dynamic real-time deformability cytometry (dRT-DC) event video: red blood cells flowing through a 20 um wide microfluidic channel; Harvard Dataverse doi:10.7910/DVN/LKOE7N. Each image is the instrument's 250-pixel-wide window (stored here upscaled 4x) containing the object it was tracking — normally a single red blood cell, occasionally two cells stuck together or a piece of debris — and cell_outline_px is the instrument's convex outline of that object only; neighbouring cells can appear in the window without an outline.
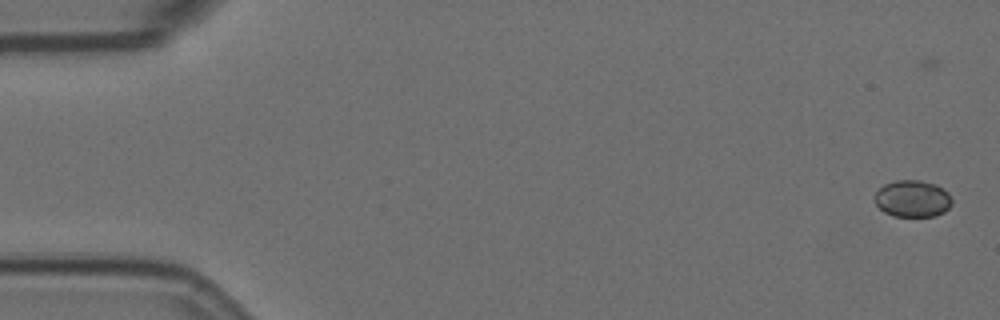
{"species": "Egyptian fruit bat (a non-hibernating species)", "species_latin": "Rousettus aegyptiacus", "temperature_condition": "room temperature", "stored_images_in_passage": 5, "camera_frame_rate_fps": 3000, "um_per_image_px": 0.085, "animal": {"sex": "female"}, "frame": {"image": 1, "passage_image": 1, "time_ms": 0.0, "image_size_px": [1000, 320], "cell_outline_px": [[952, 204], [944, 212], [936, 216], [892, 216], [884, 212], [872, 200], [872, 196], [884, 184], [896, 180], [920, 180], [936, 184], [948, 192], [952, 200]], "centroid_in_image_um": [77.54, 16.88], "position_along_channel_um": 7.5, "area_um2": 16.82}}
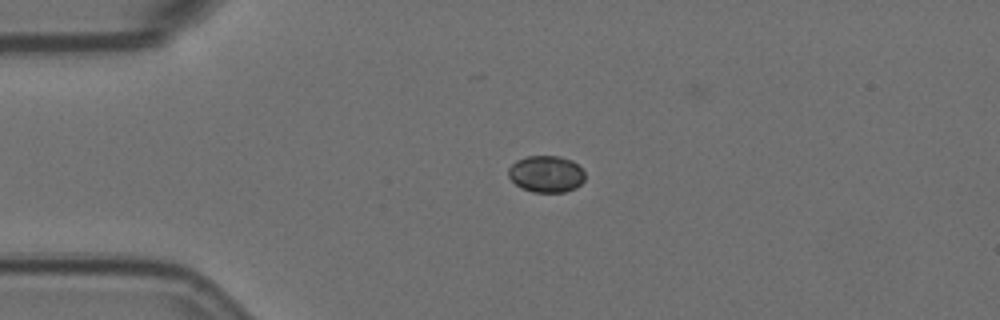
{"frame": {"image": 2, "passage_image": 4, "time_ms": 1.0, "image_size_px": [1000, 320], "cell_outline_px": [[584, 180], [576, 188], [564, 192], [532, 192], [520, 188], [508, 176], [508, 168], [516, 160], [528, 156], [560, 156], [572, 160], [584, 172]], "centroid_in_image_um": [46.41, 14.79], "position_along_channel_um": 38.6, "area_um2": 16.42}}